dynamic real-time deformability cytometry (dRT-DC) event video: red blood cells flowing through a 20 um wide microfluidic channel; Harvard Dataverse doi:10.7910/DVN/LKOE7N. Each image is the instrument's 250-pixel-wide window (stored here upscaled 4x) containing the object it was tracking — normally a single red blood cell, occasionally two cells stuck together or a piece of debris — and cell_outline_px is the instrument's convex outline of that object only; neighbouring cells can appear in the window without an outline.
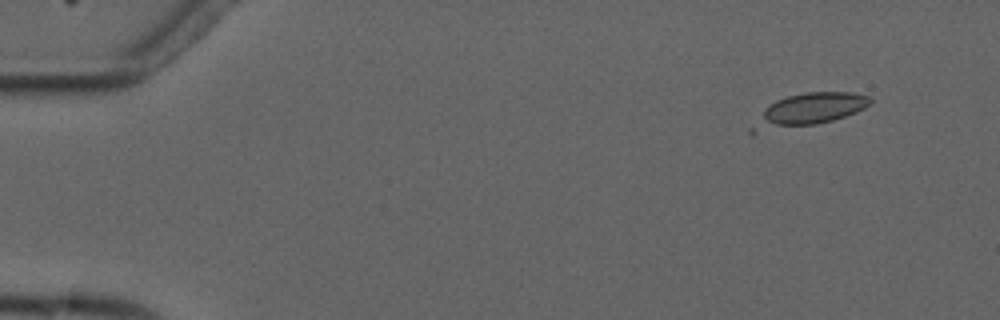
{"species": "common noctule bat (a hibernating species)", "species_latin": "Nyctalus noctula", "temperature_condition": "cold", "stored_images_in_passage": 6, "camera_frame_rate_fps": 3000, "um_per_image_px": 0.085, "animal": {"sex": "male", "forearm_length_mm": 52.5}, "frame": {"image": 1, "passage_image": 2, "time_ms": 1.333, "image_size_px": [1000, 320], "cell_outline_px": [[872, 104], [856, 112], [832, 120], [816, 124], [752, 136], [748, 132], [748, 128], [764, 108], [768, 104], [776, 100], [788, 96], [804, 92], [852, 92], [868, 96], [872, 100]], "centroid_in_image_um": [68.58, 9.4], "position_along_channel_um": 16.4, "area_um2": 23.12}}
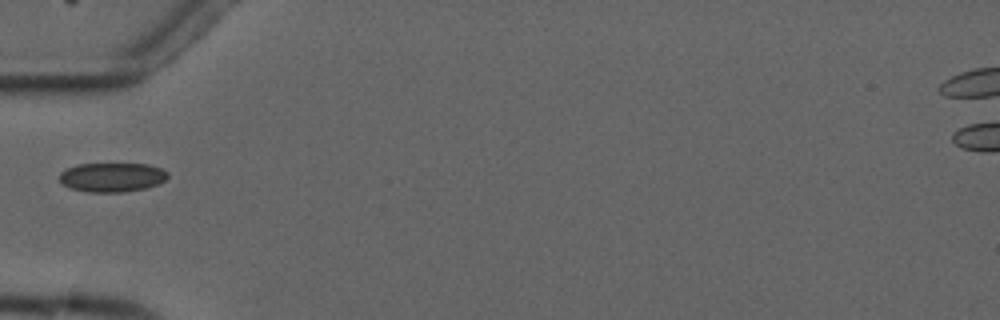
{"frame": {"image": 2, "passage_image": 6, "time_ms": 6.0, "image_size_px": [1000, 320], "cell_outline_px": [[168, 176], [160, 184], [144, 188], [124, 192], [88, 192], [72, 188], [64, 184], [60, 180], [60, 172], [76, 164], [148, 164], [160, 168], [168, 172]], "centroid_in_image_um": [9.54, 15.06], "position_along_channel_um": 75.5, "area_um2": 18.32}}